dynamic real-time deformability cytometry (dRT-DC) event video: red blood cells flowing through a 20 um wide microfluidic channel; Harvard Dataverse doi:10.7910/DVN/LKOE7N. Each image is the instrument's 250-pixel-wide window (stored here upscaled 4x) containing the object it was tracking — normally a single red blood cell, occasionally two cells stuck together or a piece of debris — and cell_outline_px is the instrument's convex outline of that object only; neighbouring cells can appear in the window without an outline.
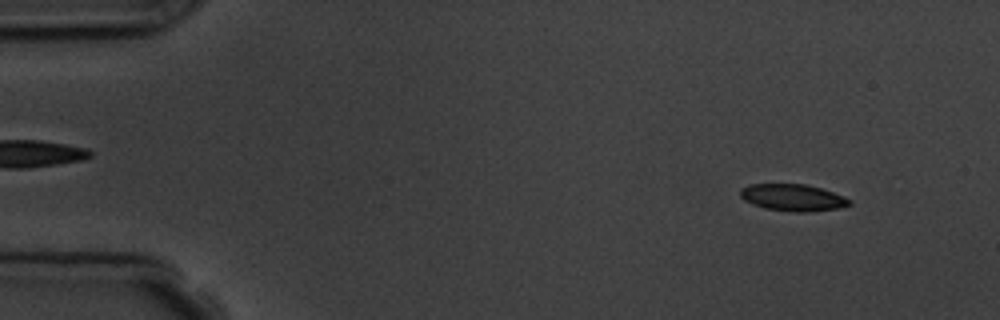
{"species": "common noctule bat (a hibernating species)", "species_latin": "Nyctalus noctula", "temperature_condition": "room temperature", "stored_images_in_passage": 5, "camera_frame_rate_fps": 3000, "um_per_image_px": 0.085, "animal": {"sex": "male", "body_mass_g": 19.5, "forearm_length_mm": 54.6}, "frame": {"image": 1, "passage_image": 1, "time_ms": 0.0, "image_size_px": [1000, 320], "cell_outline_px": [[852, 204], [840, 208], [808, 212], [792, 212], [764, 208], [752, 204], [744, 200], [740, 196], [740, 188], [748, 184], [804, 184], [820, 188], [844, 196], [852, 200]], "centroid_in_image_um": [67.38, 16.8], "position_along_channel_um": 17.6, "area_um2": 17.22}}
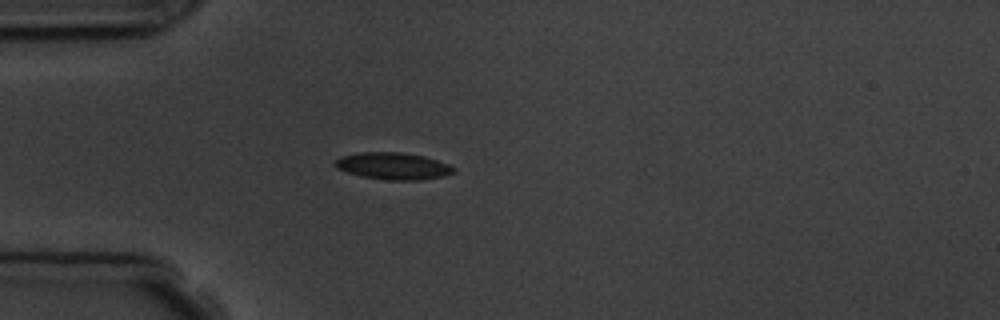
{"frame": {"image": 2, "passage_image": 4, "time_ms": 3.333, "image_size_px": [1000, 320], "cell_outline_px": [[456, 172], [444, 176], [420, 180], [388, 180], [360, 176], [336, 168], [336, 160], [340, 156], [360, 152], [400, 152], [424, 156], [448, 164], [456, 168]], "centroid_in_image_um": [33.44, 14.11], "position_along_channel_um": 51.6, "area_um2": 18.61}}